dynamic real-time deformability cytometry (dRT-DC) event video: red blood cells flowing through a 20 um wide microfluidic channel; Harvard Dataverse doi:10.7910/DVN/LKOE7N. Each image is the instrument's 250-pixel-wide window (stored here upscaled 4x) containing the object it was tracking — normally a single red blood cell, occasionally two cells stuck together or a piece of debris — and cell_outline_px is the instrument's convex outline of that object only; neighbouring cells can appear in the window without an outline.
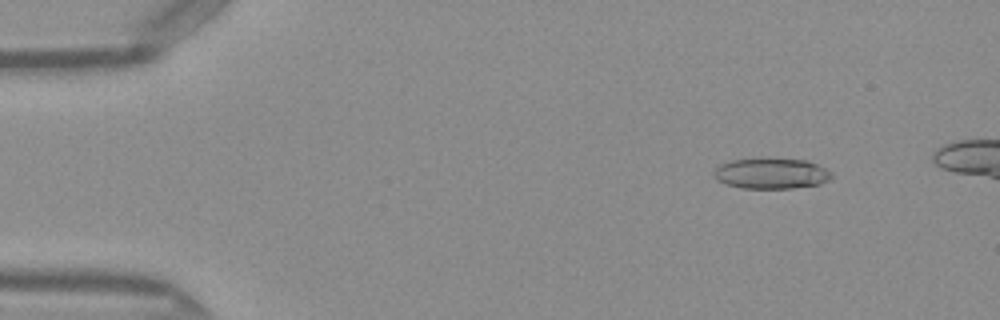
{"species": "Egyptian fruit bat (a non-hibernating species)", "species_latin": "Rousettus aegyptiacus", "temperature_condition": "warm", "stored_images_in_passage": 24, "camera_frame_rate_fps": 3000, "um_per_image_px": 0.085, "frame": {"image": 1, "passage_image": 6, "time_ms": 1.667, "image_size_px": [1000, 320], "cell_outline_px": [[832, 176], [828, 180], [820, 184], [792, 188], [744, 188], [728, 184], [716, 180], [712, 172], [720, 164], [732, 160], [808, 160], [832, 172]], "centroid_in_image_um": [65.56, 14.77], "position_along_channel_um": 19.4, "area_um2": 20.46}}
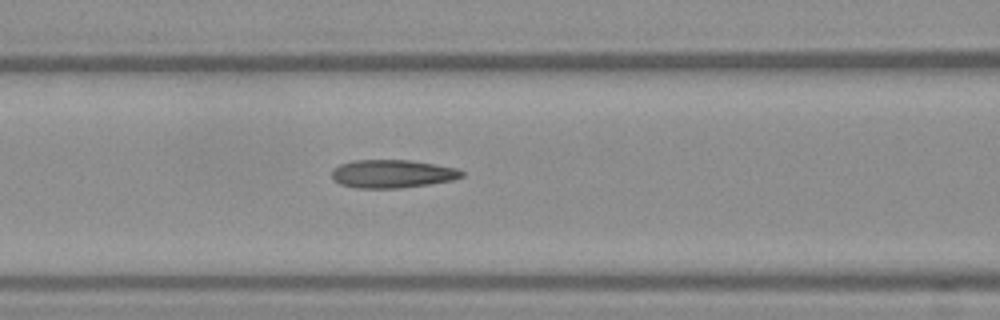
{"frame": {"image": 2, "passage_image": 21, "time_ms": 6.667, "image_size_px": [1000, 320], "cell_outline_px": [[464, 176], [452, 180], [428, 184], [400, 188], [356, 188], [340, 184], [332, 180], [332, 168], [340, 164], [352, 160], [412, 160], [436, 164], [456, 168], [464, 172]], "centroid_in_image_um": [33.32, 14.77], "position_along_channel_um": 133.3, "area_um2": 21.5}}
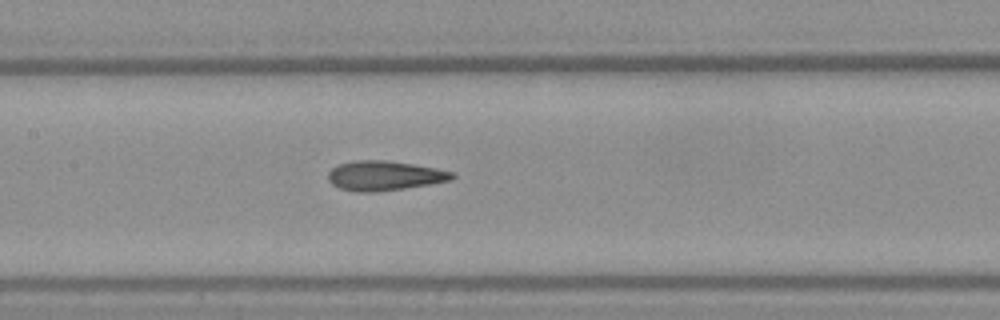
{"frame": {"image": 3, "passage_image": 24, "time_ms": 7.667, "image_size_px": [1000, 320], "cell_outline_px": [[456, 176], [452, 180], [404, 188], [376, 192], [356, 192], [340, 188], [332, 184], [328, 180], [328, 172], [336, 164], [356, 160], [384, 160], [412, 164], [436, 168], [452, 172]], "centroid_in_image_um": [32.64, 14.93], "position_along_channel_um": 174.8, "area_um2": 21.39}}